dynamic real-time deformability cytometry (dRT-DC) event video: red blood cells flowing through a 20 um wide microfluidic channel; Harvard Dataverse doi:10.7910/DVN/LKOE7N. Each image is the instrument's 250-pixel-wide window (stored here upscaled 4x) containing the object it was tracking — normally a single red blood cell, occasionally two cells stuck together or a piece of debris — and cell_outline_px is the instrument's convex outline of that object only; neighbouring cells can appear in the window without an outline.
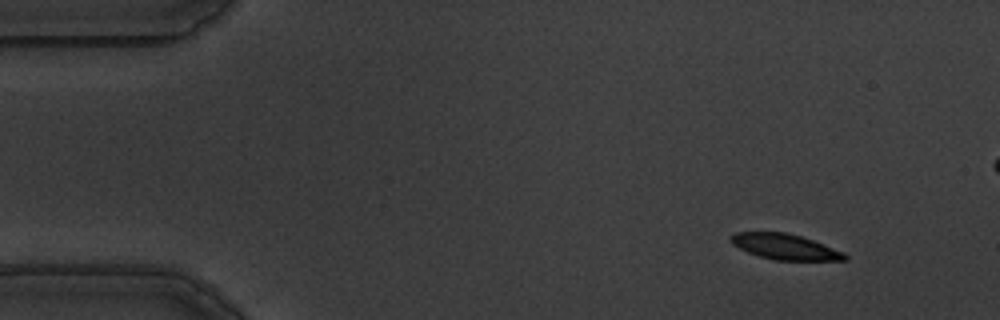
{"species": "common noctule bat (a hibernating species)", "species_latin": "Nyctalus noctula", "temperature_condition": "warm", "stored_images_in_passage": 58, "segment_of_instrument_passage": [1, 2], "camera_frame_rate_fps": 3000, "um_per_image_px": 0.085, "animal": {"sex": "male", "body_mass_g": 19.5, "forearm_length_mm": 54.6}, "frame": {"image": 1, "passage_image": 5, "time_ms": 1.333, "image_size_px": [1000, 320], "cell_outline_px": [[848, 260], [776, 260], [760, 256], [748, 252], [732, 244], [728, 240], [728, 236], [736, 232], [784, 232], [800, 236], [812, 240], [844, 252], [848, 256]], "centroid_in_image_um": [66.69, 20.97], "position_along_channel_um": 18.3, "area_um2": 16.88}}
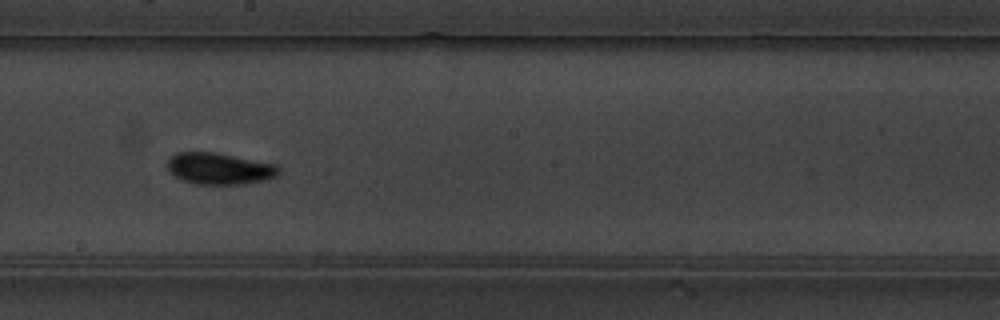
{"frame": {"image": 2, "passage_image": 31, "time_ms": 10.0, "image_size_px": [1000, 320], "cell_outline_px": [[280, 172], [276, 176], [244, 184], [196, 184], [180, 180], [168, 168], [168, 160], [176, 152], [212, 152], [276, 164], [280, 168]], "centroid_in_image_um": [18.64, 14.33], "position_along_channel_um": 229.6, "area_um2": 20.17}}
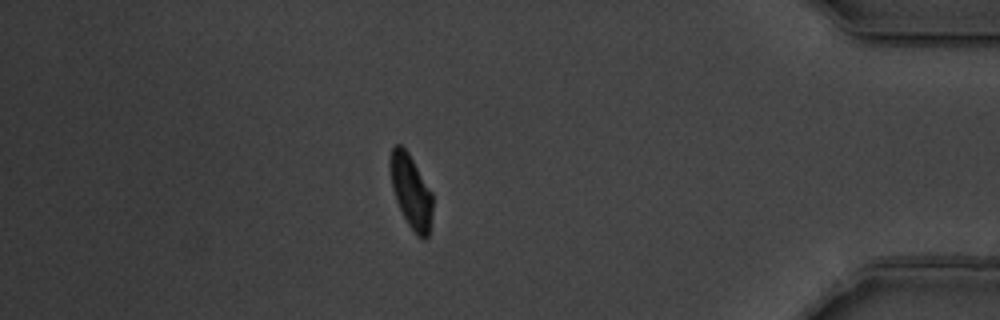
{"frame": {"image": 3, "passage_image": 49, "time_ms": 16.0, "image_size_px": [1000, 320], "cell_outline_px": [[432, 212], [428, 236], [424, 240], [420, 240], [416, 236], [408, 224], [396, 200], [392, 188], [388, 164], [388, 160], [392, 148], [396, 144], [400, 144], [408, 152], [432, 192]], "centroid_in_image_um": [34.92, 16.27], "position_along_channel_um": 400.3, "area_um2": 18.32}}